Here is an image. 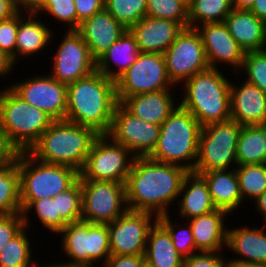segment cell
Returning a JSON list of instances; mask_svg holds the SVG:
<instances>
[{
  "label": "cell",
  "instance_id": "cell-1",
  "mask_svg": "<svg viewBox=\"0 0 266 267\" xmlns=\"http://www.w3.org/2000/svg\"><path fill=\"white\" fill-rule=\"evenodd\" d=\"M189 172L179 165L135 157L125 183L128 209L148 211L157 216L170 214L168 208L177 203Z\"/></svg>",
  "mask_w": 266,
  "mask_h": 267
},
{
  "label": "cell",
  "instance_id": "cell-2",
  "mask_svg": "<svg viewBox=\"0 0 266 267\" xmlns=\"http://www.w3.org/2000/svg\"><path fill=\"white\" fill-rule=\"evenodd\" d=\"M117 104L115 81L96 70L67 85L65 120L107 135Z\"/></svg>",
  "mask_w": 266,
  "mask_h": 267
},
{
  "label": "cell",
  "instance_id": "cell-3",
  "mask_svg": "<svg viewBox=\"0 0 266 267\" xmlns=\"http://www.w3.org/2000/svg\"><path fill=\"white\" fill-rule=\"evenodd\" d=\"M98 136L89 127L55 120L28 152L42 162L66 165L80 172Z\"/></svg>",
  "mask_w": 266,
  "mask_h": 267
},
{
  "label": "cell",
  "instance_id": "cell-4",
  "mask_svg": "<svg viewBox=\"0 0 266 267\" xmlns=\"http://www.w3.org/2000/svg\"><path fill=\"white\" fill-rule=\"evenodd\" d=\"M230 84L218 68H208L184 82L185 92L178 103L202 127L230 120Z\"/></svg>",
  "mask_w": 266,
  "mask_h": 267
},
{
  "label": "cell",
  "instance_id": "cell-5",
  "mask_svg": "<svg viewBox=\"0 0 266 267\" xmlns=\"http://www.w3.org/2000/svg\"><path fill=\"white\" fill-rule=\"evenodd\" d=\"M201 129L197 119L178 105L160 125L157 145L148 157L179 165L193 172L198 157Z\"/></svg>",
  "mask_w": 266,
  "mask_h": 267
},
{
  "label": "cell",
  "instance_id": "cell-6",
  "mask_svg": "<svg viewBox=\"0 0 266 267\" xmlns=\"http://www.w3.org/2000/svg\"><path fill=\"white\" fill-rule=\"evenodd\" d=\"M53 121L9 86L0 90V127L17 152L29 151Z\"/></svg>",
  "mask_w": 266,
  "mask_h": 267
},
{
  "label": "cell",
  "instance_id": "cell-7",
  "mask_svg": "<svg viewBox=\"0 0 266 267\" xmlns=\"http://www.w3.org/2000/svg\"><path fill=\"white\" fill-rule=\"evenodd\" d=\"M17 165L20 172L21 210L32 200L54 198L69 189L80 176L72 167L42 162L28 151L18 152Z\"/></svg>",
  "mask_w": 266,
  "mask_h": 267
},
{
  "label": "cell",
  "instance_id": "cell-8",
  "mask_svg": "<svg viewBox=\"0 0 266 267\" xmlns=\"http://www.w3.org/2000/svg\"><path fill=\"white\" fill-rule=\"evenodd\" d=\"M58 234L62 235L61 249L70 259L62 261L64 264L96 267L99 261L105 262L111 256L107 224H92L81 220L66 225Z\"/></svg>",
  "mask_w": 266,
  "mask_h": 267
},
{
  "label": "cell",
  "instance_id": "cell-9",
  "mask_svg": "<svg viewBox=\"0 0 266 267\" xmlns=\"http://www.w3.org/2000/svg\"><path fill=\"white\" fill-rule=\"evenodd\" d=\"M241 129L242 125L231 119L203 126L193 173L228 170L234 164L236 167L237 143Z\"/></svg>",
  "mask_w": 266,
  "mask_h": 267
},
{
  "label": "cell",
  "instance_id": "cell-10",
  "mask_svg": "<svg viewBox=\"0 0 266 267\" xmlns=\"http://www.w3.org/2000/svg\"><path fill=\"white\" fill-rule=\"evenodd\" d=\"M135 156L108 135H99L93 142L79 180L126 183Z\"/></svg>",
  "mask_w": 266,
  "mask_h": 267
},
{
  "label": "cell",
  "instance_id": "cell-11",
  "mask_svg": "<svg viewBox=\"0 0 266 267\" xmlns=\"http://www.w3.org/2000/svg\"><path fill=\"white\" fill-rule=\"evenodd\" d=\"M118 103L132 95L172 90L164 54L140 52L138 59L116 81Z\"/></svg>",
  "mask_w": 266,
  "mask_h": 267
},
{
  "label": "cell",
  "instance_id": "cell-12",
  "mask_svg": "<svg viewBox=\"0 0 266 267\" xmlns=\"http://www.w3.org/2000/svg\"><path fill=\"white\" fill-rule=\"evenodd\" d=\"M80 181L82 221L92 224H109L128 210L124 183L96 180Z\"/></svg>",
  "mask_w": 266,
  "mask_h": 267
},
{
  "label": "cell",
  "instance_id": "cell-13",
  "mask_svg": "<svg viewBox=\"0 0 266 267\" xmlns=\"http://www.w3.org/2000/svg\"><path fill=\"white\" fill-rule=\"evenodd\" d=\"M164 57L167 74L176 87L210 68L202 37L196 28H184L164 52Z\"/></svg>",
  "mask_w": 266,
  "mask_h": 267
},
{
  "label": "cell",
  "instance_id": "cell-14",
  "mask_svg": "<svg viewBox=\"0 0 266 267\" xmlns=\"http://www.w3.org/2000/svg\"><path fill=\"white\" fill-rule=\"evenodd\" d=\"M65 32L53 56L49 75L67 86L96 71V60L77 30Z\"/></svg>",
  "mask_w": 266,
  "mask_h": 267
},
{
  "label": "cell",
  "instance_id": "cell-15",
  "mask_svg": "<svg viewBox=\"0 0 266 267\" xmlns=\"http://www.w3.org/2000/svg\"><path fill=\"white\" fill-rule=\"evenodd\" d=\"M157 221L158 216L151 212L128 209L119 218L107 224L110 254L144 255L149 231Z\"/></svg>",
  "mask_w": 266,
  "mask_h": 267
},
{
  "label": "cell",
  "instance_id": "cell-16",
  "mask_svg": "<svg viewBox=\"0 0 266 267\" xmlns=\"http://www.w3.org/2000/svg\"><path fill=\"white\" fill-rule=\"evenodd\" d=\"M160 125L135 117L121 103L114 110L108 136L135 157H148L157 145Z\"/></svg>",
  "mask_w": 266,
  "mask_h": 267
},
{
  "label": "cell",
  "instance_id": "cell-17",
  "mask_svg": "<svg viewBox=\"0 0 266 267\" xmlns=\"http://www.w3.org/2000/svg\"><path fill=\"white\" fill-rule=\"evenodd\" d=\"M16 83V84H14ZM9 87L30 105L49 115L54 121L65 120L67 112V86L49 74L34 75Z\"/></svg>",
  "mask_w": 266,
  "mask_h": 267
},
{
  "label": "cell",
  "instance_id": "cell-18",
  "mask_svg": "<svg viewBox=\"0 0 266 267\" xmlns=\"http://www.w3.org/2000/svg\"><path fill=\"white\" fill-rule=\"evenodd\" d=\"M196 29L202 37L210 68L224 63L236 73L241 71L245 51L230 34L225 22L205 23Z\"/></svg>",
  "mask_w": 266,
  "mask_h": 267
},
{
  "label": "cell",
  "instance_id": "cell-19",
  "mask_svg": "<svg viewBox=\"0 0 266 267\" xmlns=\"http://www.w3.org/2000/svg\"><path fill=\"white\" fill-rule=\"evenodd\" d=\"M233 83L230 84V119L242 126L262 125L266 120V93L246 80L239 86Z\"/></svg>",
  "mask_w": 266,
  "mask_h": 267
},
{
  "label": "cell",
  "instance_id": "cell-20",
  "mask_svg": "<svg viewBox=\"0 0 266 267\" xmlns=\"http://www.w3.org/2000/svg\"><path fill=\"white\" fill-rule=\"evenodd\" d=\"M184 28L172 20L145 16L128 30L135 37L141 52L164 54Z\"/></svg>",
  "mask_w": 266,
  "mask_h": 267
},
{
  "label": "cell",
  "instance_id": "cell-21",
  "mask_svg": "<svg viewBox=\"0 0 266 267\" xmlns=\"http://www.w3.org/2000/svg\"><path fill=\"white\" fill-rule=\"evenodd\" d=\"M127 30L105 8L84 20L77 30L97 61Z\"/></svg>",
  "mask_w": 266,
  "mask_h": 267
},
{
  "label": "cell",
  "instance_id": "cell-22",
  "mask_svg": "<svg viewBox=\"0 0 266 267\" xmlns=\"http://www.w3.org/2000/svg\"><path fill=\"white\" fill-rule=\"evenodd\" d=\"M227 211L216 209L187 221L191 226L197 252L224 251L227 247L228 228L224 224Z\"/></svg>",
  "mask_w": 266,
  "mask_h": 267
},
{
  "label": "cell",
  "instance_id": "cell-23",
  "mask_svg": "<svg viewBox=\"0 0 266 267\" xmlns=\"http://www.w3.org/2000/svg\"><path fill=\"white\" fill-rule=\"evenodd\" d=\"M248 227L228 229L227 250L240 255L239 258H230L228 262L266 264V224L261 228Z\"/></svg>",
  "mask_w": 266,
  "mask_h": 267
},
{
  "label": "cell",
  "instance_id": "cell-24",
  "mask_svg": "<svg viewBox=\"0 0 266 267\" xmlns=\"http://www.w3.org/2000/svg\"><path fill=\"white\" fill-rule=\"evenodd\" d=\"M172 92L171 90H160L132 95L121 104L135 117L161 125L179 105V103H175L178 100L173 98Z\"/></svg>",
  "mask_w": 266,
  "mask_h": 267
},
{
  "label": "cell",
  "instance_id": "cell-25",
  "mask_svg": "<svg viewBox=\"0 0 266 267\" xmlns=\"http://www.w3.org/2000/svg\"><path fill=\"white\" fill-rule=\"evenodd\" d=\"M225 23L245 52L266 49V23L251 11L232 9Z\"/></svg>",
  "mask_w": 266,
  "mask_h": 267
},
{
  "label": "cell",
  "instance_id": "cell-26",
  "mask_svg": "<svg viewBox=\"0 0 266 267\" xmlns=\"http://www.w3.org/2000/svg\"><path fill=\"white\" fill-rule=\"evenodd\" d=\"M24 14V15H23ZM26 16V17H25ZM37 16V17H36ZM27 19V20H26ZM39 15L33 13L18 12V31L16 37V64L18 58L30 57L34 54H41V50L53 41V30L46 26ZM49 44V45H48Z\"/></svg>",
  "mask_w": 266,
  "mask_h": 267
},
{
  "label": "cell",
  "instance_id": "cell-27",
  "mask_svg": "<svg viewBox=\"0 0 266 267\" xmlns=\"http://www.w3.org/2000/svg\"><path fill=\"white\" fill-rule=\"evenodd\" d=\"M199 174L207 183L213 204L217 209L234 213L243 203L236 170L209 171Z\"/></svg>",
  "mask_w": 266,
  "mask_h": 267
},
{
  "label": "cell",
  "instance_id": "cell-28",
  "mask_svg": "<svg viewBox=\"0 0 266 267\" xmlns=\"http://www.w3.org/2000/svg\"><path fill=\"white\" fill-rule=\"evenodd\" d=\"M135 37L127 29L122 36L96 61V70L116 81L140 54ZM113 64L116 68H113Z\"/></svg>",
  "mask_w": 266,
  "mask_h": 267
},
{
  "label": "cell",
  "instance_id": "cell-29",
  "mask_svg": "<svg viewBox=\"0 0 266 267\" xmlns=\"http://www.w3.org/2000/svg\"><path fill=\"white\" fill-rule=\"evenodd\" d=\"M177 202L179 215L186 220L217 209L212 202L207 183L193 172H189L184 178Z\"/></svg>",
  "mask_w": 266,
  "mask_h": 267
},
{
  "label": "cell",
  "instance_id": "cell-30",
  "mask_svg": "<svg viewBox=\"0 0 266 267\" xmlns=\"http://www.w3.org/2000/svg\"><path fill=\"white\" fill-rule=\"evenodd\" d=\"M144 256L146 264L151 267H183L184 264L170 234L158 221L149 231Z\"/></svg>",
  "mask_w": 266,
  "mask_h": 267
},
{
  "label": "cell",
  "instance_id": "cell-31",
  "mask_svg": "<svg viewBox=\"0 0 266 267\" xmlns=\"http://www.w3.org/2000/svg\"><path fill=\"white\" fill-rule=\"evenodd\" d=\"M236 161L237 165L266 163V129L263 125L242 126Z\"/></svg>",
  "mask_w": 266,
  "mask_h": 267
},
{
  "label": "cell",
  "instance_id": "cell-32",
  "mask_svg": "<svg viewBox=\"0 0 266 267\" xmlns=\"http://www.w3.org/2000/svg\"><path fill=\"white\" fill-rule=\"evenodd\" d=\"M22 212L20 172L16 159L0 166V215Z\"/></svg>",
  "mask_w": 266,
  "mask_h": 267
},
{
  "label": "cell",
  "instance_id": "cell-33",
  "mask_svg": "<svg viewBox=\"0 0 266 267\" xmlns=\"http://www.w3.org/2000/svg\"><path fill=\"white\" fill-rule=\"evenodd\" d=\"M231 0H193L188 7L189 27L205 23L225 22L231 12Z\"/></svg>",
  "mask_w": 266,
  "mask_h": 267
},
{
  "label": "cell",
  "instance_id": "cell-34",
  "mask_svg": "<svg viewBox=\"0 0 266 267\" xmlns=\"http://www.w3.org/2000/svg\"><path fill=\"white\" fill-rule=\"evenodd\" d=\"M27 230L24 227L0 252V267H35L39 262L32 259L33 251Z\"/></svg>",
  "mask_w": 266,
  "mask_h": 267
},
{
  "label": "cell",
  "instance_id": "cell-35",
  "mask_svg": "<svg viewBox=\"0 0 266 267\" xmlns=\"http://www.w3.org/2000/svg\"><path fill=\"white\" fill-rule=\"evenodd\" d=\"M235 170L243 202L253 201L266 191V163L237 165Z\"/></svg>",
  "mask_w": 266,
  "mask_h": 267
},
{
  "label": "cell",
  "instance_id": "cell-36",
  "mask_svg": "<svg viewBox=\"0 0 266 267\" xmlns=\"http://www.w3.org/2000/svg\"><path fill=\"white\" fill-rule=\"evenodd\" d=\"M54 199H57L60 231L68 224L81 221L82 188L79 179L69 189L57 194Z\"/></svg>",
  "mask_w": 266,
  "mask_h": 267
},
{
  "label": "cell",
  "instance_id": "cell-37",
  "mask_svg": "<svg viewBox=\"0 0 266 267\" xmlns=\"http://www.w3.org/2000/svg\"><path fill=\"white\" fill-rule=\"evenodd\" d=\"M34 209V211L32 210ZM34 212L37 215L39 224L52 234H57L60 232V216L58 214L57 199L54 198H41L37 200H32L23 210V220L24 226L29 229V212Z\"/></svg>",
  "mask_w": 266,
  "mask_h": 267
},
{
  "label": "cell",
  "instance_id": "cell-38",
  "mask_svg": "<svg viewBox=\"0 0 266 267\" xmlns=\"http://www.w3.org/2000/svg\"><path fill=\"white\" fill-rule=\"evenodd\" d=\"M105 9L129 29L146 16L147 0H105Z\"/></svg>",
  "mask_w": 266,
  "mask_h": 267
},
{
  "label": "cell",
  "instance_id": "cell-39",
  "mask_svg": "<svg viewBox=\"0 0 266 267\" xmlns=\"http://www.w3.org/2000/svg\"><path fill=\"white\" fill-rule=\"evenodd\" d=\"M146 16L172 20L189 27L188 7L179 0H147Z\"/></svg>",
  "mask_w": 266,
  "mask_h": 267
},
{
  "label": "cell",
  "instance_id": "cell-40",
  "mask_svg": "<svg viewBox=\"0 0 266 267\" xmlns=\"http://www.w3.org/2000/svg\"><path fill=\"white\" fill-rule=\"evenodd\" d=\"M158 222L168 231L174 247L177 252L183 256V258L189 257L197 252L194 244V237L192 235V229L188 222L186 223V228L185 226L182 228L179 226L178 229L176 228L178 224L176 223L175 225V222L171 220V215L169 214L158 216Z\"/></svg>",
  "mask_w": 266,
  "mask_h": 267
},
{
  "label": "cell",
  "instance_id": "cell-41",
  "mask_svg": "<svg viewBox=\"0 0 266 267\" xmlns=\"http://www.w3.org/2000/svg\"><path fill=\"white\" fill-rule=\"evenodd\" d=\"M241 68L244 79L266 93V49L245 52Z\"/></svg>",
  "mask_w": 266,
  "mask_h": 267
},
{
  "label": "cell",
  "instance_id": "cell-42",
  "mask_svg": "<svg viewBox=\"0 0 266 267\" xmlns=\"http://www.w3.org/2000/svg\"><path fill=\"white\" fill-rule=\"evenodd\" d=\"M47 13L58 22L68 25L67 30H77V11L74 0H47L44 6L36 13Z\"/></svg>",
  "mask_w": 266,
  "mask_h": 267
},
{
  "label": "cell",
  "instance_id": "cell-43",
  "mask_svg": "<svg viewBox=\"0 0 266 267\" xmlns=\"http://www.w3.org/2000/svg\"><path fill=\"white\" fill-rule=\"evenodd\" d=\"M18 31V13L7 20L0 21V49L16 65V37Z\"/></svg>",
  "mask_w": 266,
  "mask_h": 267
},
{
  "label": "cell",
  "instance_id": "cell-44",
  "mask_svg": "<svg viewBox=\"0 0 266 267\" xmlns=\"http://www.w3.org/2000/svg\"><path fill=\"white\" fill-rule=\"evenodd\" d=\"M24 227L22 212L0 215V252Z\"/></svg>",
  "mask_w": 266,
  "mask_h": 267
},
{
  "label": "cell",
  "instance_id": "cell-45",
  "mask_svg": "<svg viewBox=\"0 0 266 267\" xmlns=\"http://www.w3.org/2000/svg\"><path fill=\"white\" fill-rule=\"evenodd\" d=\"M219 253L222 252H197L184 258L183 267H230L226 258Z\"/></svg>",
  "mask_w": 266,
  "mask_h": 267
},
{
  "label": "cell",
  "instance_id": "cell-46",
  "mask_svg": "<svg viewBox=\"0 0 266 267\" xmlns=\"http://www.w3.org/2000/svg\"><path fill=\"white\" fill-rule=\"evenodd\" d=\"M77 11V30L80 24L105 8V0H74Z\"/></svg>",
  "mask_w": 266,
  "mask_h": 267
},
{
  "label": "cell",
  "instance_id": "cell-47",
  "mask_svg": "<svg viewBox=\"0 0 266 267\" xmlns=\"http://www.w3.org/2000/svg\"><path fill=\"white\" fill-rule=\"evenodd\" d=\"M144 255H111L101 265L102 267H143Z\"/></svg>",
  "mask_w": 266,
  "mask_h": 267
},
{
  "label": "cell",
  "instance_id": "cell-48",
  "mask_svg": "<svg viewBox=\"0 0 266 267\" xmlns=\"http://www.w3.org/2000/svg\"><path fill=\"white\" fill-rule=\"evenodd\" d=\"M17 154V150L9 143L5 132L0 127V166L14 161Z\"/></svg>",
  "mask_w": 266,
  "mask_h": 267
},
{
  "label": "cell",
  "instance_id": "cell-49",
  "mask_svg": "<svg viewBox=\"0 0 266 267\" xmlns=\"http://www.w3.org/2000/svg\"><path fill=\"white\" fill-rule=\"evenodd\" d=\"M47 0H15V5L19 12L36 14Z\"/></svg>",
  "mask_w": 266,
  "mask_h": 267
},
{
  "label": "cell",
  "instance_id": "cell-50",
  "mask_svg": "<svg viewBox=\"0 0 266 267\" xmlns=\"http://www.w3.org/2000/svg\"><path fill=\"white\" fill-rule=\"evenodd\" d=\"M18 12L15 0H0V21L12 18Z\"/></svg>",
  "mask_w": 266,
  "mask_h": 267
},
{
  "label": "cell",
  "instance_id": "cell-51",
  "mask_svg": "<svg viewBox=\"0 0 266 267\" xmlns=\"http://www.w3.org/2000/svg\"><path fill=\"white\" fill-rule=\"evenodd\" d=\"M14 66L11 58L0 49V78L11 75V71L15 70Z\"/></svg>",
  "mask_w": 266,
  "mask_h": 267
},
{
  "label": "cell",
  "instance_id": "cell-52",
  "mask_svg": "<svg viewBox=\"0 0 266 267\" xmlns=\"http://www.w3.org/2000/svg\"><path fill=\"white\" fill-rule=\"evenodd\" d=\"M249 11L266 23V0H255Z\"/></svg>",
  "mask_w": 266,
  "mask_h": 267
},
{
  "label": "cell",
  "instance_id": "cell-53",
  "mask_svg": "<svg viewBox=\"0 0 266 267\" xmlns=\"http://www.w3.org/2000/svg\"><path fill=\"white\" fill-rule=\"evenodd\" d=\"M254 206H256L255 208L257 210V212H260L258 214H260L261 216H263V223H266V191L261 194L257 199H255L254 201Z\"/></svg>",
  "mask_w": 266,
  "mask_h": 267
},
{
  "label": "cell",
  "instance_id": "cell-54",
  "mask_svg": "<svg viewBox=\"0 0 266 267\" xmlns=\"http://www.w3.org/2000/svg\"><path fill=\"white\" fill-rule=\"evenodd\" d=\"M255 0H231L232 9L249 10Z\"/></svg>",
  "mask_w": 266,
  "mask_h": 267
},
{
  "label": "cell",
  "instance_id": "cell-55",
  "mask_svg": "<svg viewBox=\"0 0 266 267\" xmlns=\"http://www.w3.org/2000/svg\"><path fill=\"white\" fill-rule=\"evenodd\" d=\"M230 267H266V264L229 262Z\"/></svg>",
  "mask_w": 266,
  "mask_h": 267
},
{
  "label": "cell",
  "instance_id": "cell-56",
  "mask_svg": "<svg viewBox=\"0 0 266 267\" xmlns=\"http://www.w3.org/2000/svg\"><path fill=\"white\" fill-rule=\"evenodd\" d=\"M41 264H36V266L35 267H78V266H73V265H67V264H64V263H62V262H59V263H50V264H47V265H41Z\"/></svg>",
  "mask_w": 266,
  "mask_h": 267
},
{
  "label": "cell",
  "instance_id": "cell-57",
  "mask_svg": "<svg viewBox=\"0 0 266 267\" xmlns=\"http://www.w3.org/2000/svg\"><path fill=\"white\" fill-rule=\"evenodd\" d=\"M179 1H181L187 7H189L192 4V2H193V0H179Z\"/></svg>",
  "mask_w": 266,
  "mask_h": 267
},
{
  "label": "cell",
  "instance_id": "cell-58",
  "mask_svg": "<svg viewBox=\"0 0 266 267\" xmlns=\"http://www.w3.org/2000/svg\"><path fill=\"white\" fill-rule=\"evenodd\" d=\"M262 125H263L264 128L266 129V120H265V122H264Z\"/></svg>",
  "mask_w": 266,
  "mask_h": 267
},
{
  "label": "cell",
  "instance_id": "cell-59",
  "mask_svg": "<svg viewBox=\"0 0 266 267\" xmlns=\"http://www.w3.org/2000/svg\"><path fill=\"white\" fill-rule=\"evenodd\" d=\"M143 267H151V266H149L148 264L145 263Z\"/></svg>",
  "mask_w": 266,
  "mask_h": 267
}]
</instances>
